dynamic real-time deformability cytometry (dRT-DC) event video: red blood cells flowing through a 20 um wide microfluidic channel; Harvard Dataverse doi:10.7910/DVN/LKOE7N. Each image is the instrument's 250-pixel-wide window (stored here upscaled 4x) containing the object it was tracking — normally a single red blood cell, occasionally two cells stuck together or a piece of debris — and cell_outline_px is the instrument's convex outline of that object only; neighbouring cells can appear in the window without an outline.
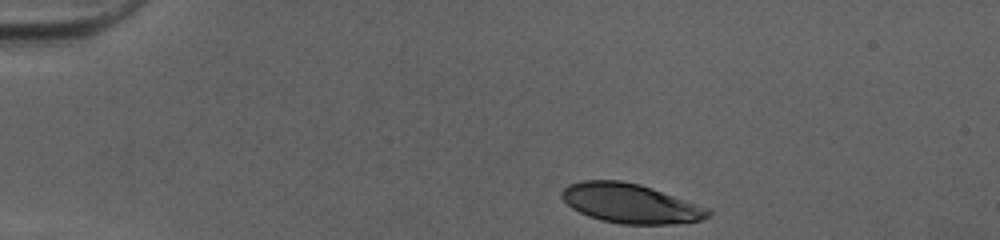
{"species": "human", "species_latin": "Homo sapiens", "temperature_condition": "cold", "stored_images_in_passage": 34, "camera_frame_rate_fps": 3000, "um_per_image_px": 0.085, "donor": {"sex": "female"}, "frame": {"image": 1, "passage_image": 1, "time_ms": 0.0, "image_size_px": [1000, 240], "cell_outline_px": [[712, 216], [700, 220], [672, 224], [620, 224], [600, 220], [588, 216], [572, 208], [560, 196], [560, 192], [568, 184], [584, 180], [620, 180], [640, 184], [652, 188], [708, 208], [712, 212]], "centroid_in_image_um": [53.57, 17.29], "position_along_channel_um": 31.4, "area_um2": 33.64}}
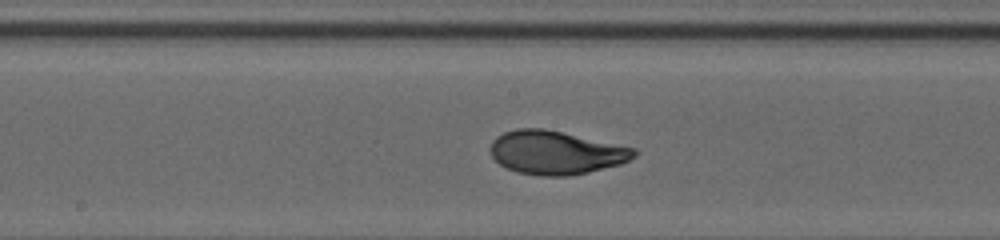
{"frame": {"image": 2, "passage_image": 19, "time_ms": 6.0, "image_size_px": [1000, 240], "cell_outline_px": [[640, 152], [636, 156], [620, 164], [588, 172], [568, 176], [540, 176], [516, 172], [500, 164], [492, 156], [492, 140], [496, 136], [504, 132], [516, 128], [544, 128], [636, 148]], "centroid_in_image_um": [47.27, 12.96], "position_along_channel_um": 200.9, "area_um2": 36.41}}
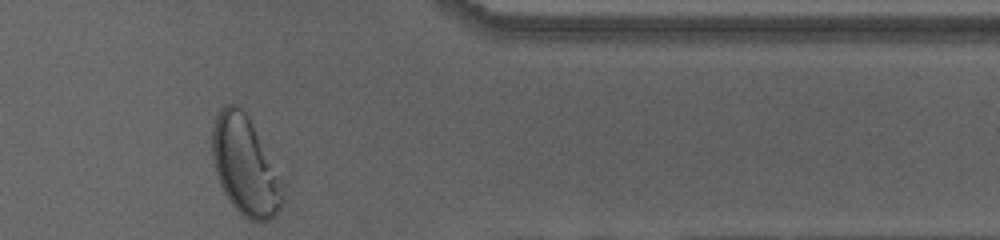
{"frame": {"image": 3, "passage_image": 34, "time_ms": 11.0, "image_size_px": [1000, 240], "cell_outline_px": [[284, 200], [280, 208], [268, 220], [248, 220], [232, 204], [224, 192], [220, 184], [216, 172], [212, 156], [212, 128], [216, 116], [220, 108], [228, 104], [240, 104], [248, 116], [280, 176]], "centroid_in_image_um": [20.81, 14.06], "position_along_channel_um": 390.6, "area_um2": 40.06}, "authors_computed_cell_mechanics": {"area_um2": 35.9805, "velocity_mm_per_s": 4.0336, "shape_relaxation_time_tau1_ms": 3.6372, "shape_relaxation_time_tau2_ms": null, "deformation_change_tau1": 0.1918, "deformation_change_tau2": null}}